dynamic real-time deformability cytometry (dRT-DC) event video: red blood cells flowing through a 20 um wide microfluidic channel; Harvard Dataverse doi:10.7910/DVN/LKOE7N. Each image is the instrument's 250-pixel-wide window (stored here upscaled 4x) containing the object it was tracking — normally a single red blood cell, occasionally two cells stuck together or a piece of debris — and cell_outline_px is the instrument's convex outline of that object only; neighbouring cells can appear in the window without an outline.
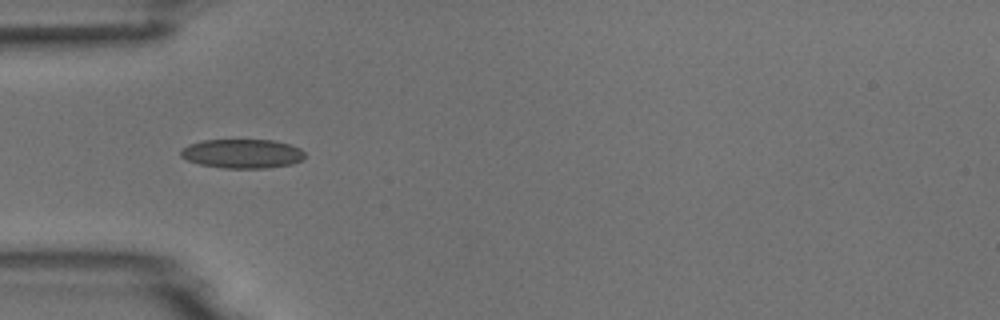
{"species": "common noctule bat (a hibernating species)", "species_latin": "Nyctalus noctula", "temperature_condition": "room temperature", "stored_images_in_passage": 6, "camera_frame_rate_fps": 3000, "um_per_image_px": 0.085, "animal": {"sex": "male", "body_mass_g": 18.8}, "frame": {"image": 1, "passage_image": 4, "time_ms": 3.667, "image_size_px": [1000, 320], "cell_outline_px": [[304, 156], [300, 160], [292, 164], [268, 168], [224, 168], [200, 164], [188, 160], [180, 156], [180, 152], [188, 144], [204, 140], [272, 140], [288, 144], [300, 148], [304, 152]], "centroid_in_image_um": [20.59, 13.06], "position_along_channel_um": 64.4, "area_um2": 20.92}}